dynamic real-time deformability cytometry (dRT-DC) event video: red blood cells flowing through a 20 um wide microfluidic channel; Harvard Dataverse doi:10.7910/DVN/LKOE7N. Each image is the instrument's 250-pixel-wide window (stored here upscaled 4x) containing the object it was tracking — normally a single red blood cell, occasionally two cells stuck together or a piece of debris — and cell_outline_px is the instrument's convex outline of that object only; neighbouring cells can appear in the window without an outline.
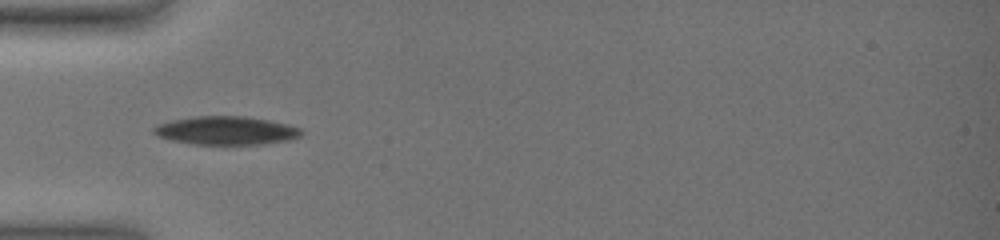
{"species": "common noctule bat (a hibernating species)", "species_latin": "Nyctalus noctula", "temperature_condition": "warm", "stored_images_in_passage": 35, "camera_frame_rate_fps": 3000, "um_per_image_px": 0.085, "animal": {"sex": "female", "body_mass_g": 19.0, "forearm_length_mm": 51.5}, "frame": {"image": 1, "passage_image": 1, "time_ms": 0.0, "image_size_px": [1000, 240], "cell_outline_px": [[304, 132], [300, 136], [292, 140], [264, 144], [196, 144], [172, 140], [156, 136], [152, 132], [152, 128], [160, 124], [172, 120], [196, 116], [244, 116], [268, 120], [288, 124], [300, 128]], "centroid_in_image_um": [19.25, 11.1], "position_along_channel_um": 65.7, "area_um2": 24.45}}
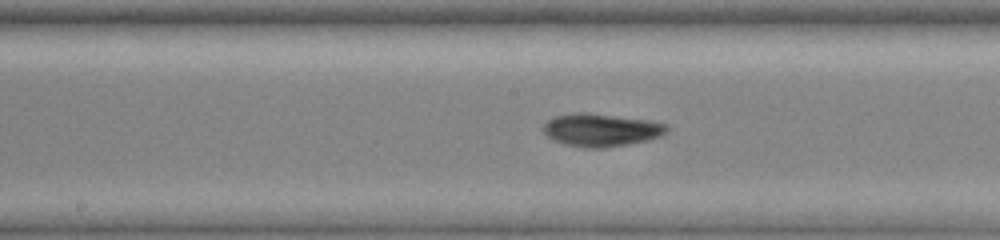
{"frame": {"image": 2, "passage_image": 26, "time_ms": 3.667, "image_size_px": [1000, 240], "cell_outline_px": [[672, 128], [664, 136], [648, 140], [628, 144], [604, 148], [584, 148], [552, 140], [540, 128], [548, 120], [556, 116], [572, 112], [588, 112], [652, 120], [668, 124]], "centroid_in_image_um": [51.17, 11.03], "position_along_channel_um": 197.0, "area_um2": 24.22}}
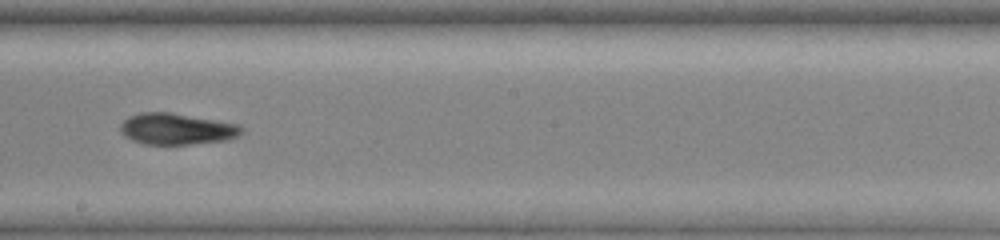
{"frame": {"image": 3, "passage_image": 34, "time_ms": 4.667, "image_size_px": [1000, 240], "cell_outline_px": [[244, 132], [228, 140], [188, 144], [144, 144], [132, 140], [124, 136], [120, 132], [120, 124], [128, 116], [140, 112], [172, 112], [240, 124], [244, 128]], "centroid_in_image_um": [15.02, 10.95], "position_along_channel_um": 233.2, "area_um2": 22.37}}